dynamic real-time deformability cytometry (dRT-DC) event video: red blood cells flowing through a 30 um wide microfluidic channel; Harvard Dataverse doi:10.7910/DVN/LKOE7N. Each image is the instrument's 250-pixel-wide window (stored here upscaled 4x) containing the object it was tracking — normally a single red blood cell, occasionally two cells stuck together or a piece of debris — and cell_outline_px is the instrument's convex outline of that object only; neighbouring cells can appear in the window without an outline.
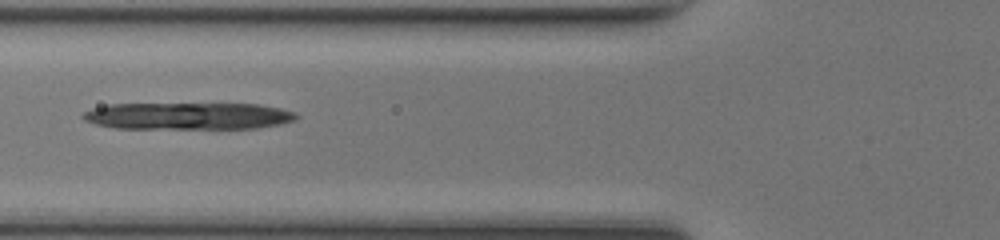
{"species": "common noctule bat (a hibernating species)", "species_latin": "Nyctalus noctula", "temperature_condition": "room temperature", "stored_images_in_passage": 34, "camera_frame_rate_fps": 3000, "um_per_image_px": 0.085, "animal": {"sex": "female", "body_mass_g": 17.0, "forearm_length_mm": 48.0}, "frame": {"image": 1, "passage_image": 4, "time_ms": 1.0, "image_size_px": [1000, 240], "cell_outline_px": [[300, 116], [296, 120], [280, 124], [256, 128], [112, 128], [96, 124], [84, 120], [80, 116], [84, 112], [92, 108], [108, 104], [260, 104], [280, 108], [296, 112]], "centroid_in_image_um": [16.0, 9.85], "position_along_channel_um": 109.8, "area_um2": 33.64}}